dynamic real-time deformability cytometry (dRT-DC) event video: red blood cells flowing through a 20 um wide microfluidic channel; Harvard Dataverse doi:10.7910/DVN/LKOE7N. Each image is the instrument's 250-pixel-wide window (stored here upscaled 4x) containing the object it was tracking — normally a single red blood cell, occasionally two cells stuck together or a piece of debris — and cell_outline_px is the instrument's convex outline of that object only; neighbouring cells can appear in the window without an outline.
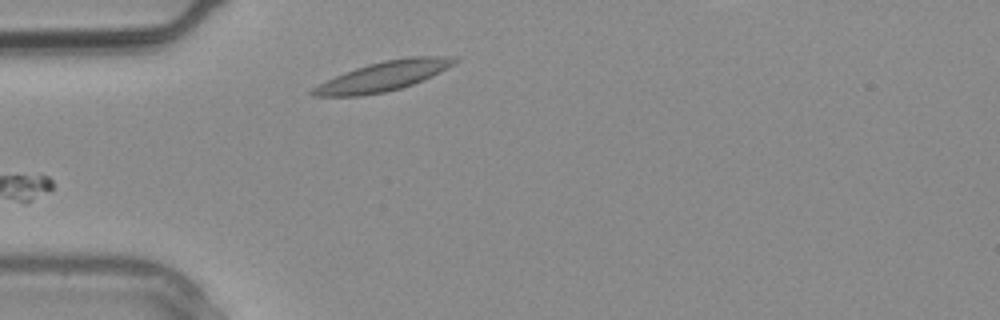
{"species": "common noctule bat (a hibernating species)", "species_latin": "Nyctalus noctula", "temperature_condition": "warm", "stored_images_in_passage": 1, "camera_frame_rate_fps": 3000, "um_per_image_px": 0.085, "animal": {"sex": "male", "body_mass_g": 20.4}, "frame": {"image": 1, "passage_image": 1, "time_ms": 0.0, "image_size_px": [1000, 320], "cell_outline_px": [[460, 60], [456, 64], [432, 76], [412, 84], [400, 88], [384, 92], [360, 96], [312, 96], [308, 92], [312, 88], [344, 72], [368, 64], [384, 60], [412, 56], [456, 56]], "centroid_in_image_um": [32.63, 6.46], "position_along_channel_um": 52.4, "area_um2": 24.39}}